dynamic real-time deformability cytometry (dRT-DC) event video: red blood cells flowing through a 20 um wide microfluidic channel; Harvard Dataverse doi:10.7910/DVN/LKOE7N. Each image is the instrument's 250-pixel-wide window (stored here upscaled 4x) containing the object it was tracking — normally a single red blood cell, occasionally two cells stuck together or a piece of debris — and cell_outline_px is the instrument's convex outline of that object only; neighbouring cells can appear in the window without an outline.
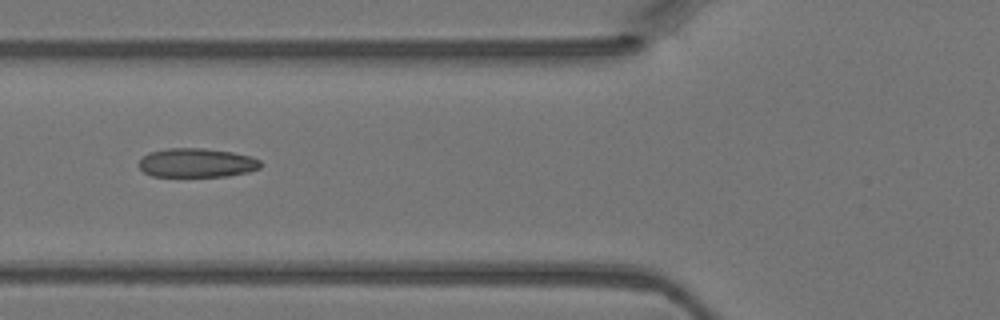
{"species": "Egyptian fruit bat (a non-hibernating species)", "species_latin": "Rousettus aegyptiacus", "temperature_condition": "warm", "stored_images_in_passage": 5, "camera_frame_rate_fps": 3000, "um_per_image_px": 0.085, "animal": {"sex": "female"}, "frame": {"image": 1, "passage_image": 5, "time_ms": 1.333, "image_size_px": [1000, 320], "cell_outline_px": [[260, 168], [248, 172], [228, 176], [152, 176], [144, 172], [136, 164], [148, 152], [168, 148], [204, 148], [232, 152], [252, 156], [260, 160]], "centroid_in_image_um": [16.71, 13.83], "position_along_channel_um": 109.1, "area_um2": 20.69}}